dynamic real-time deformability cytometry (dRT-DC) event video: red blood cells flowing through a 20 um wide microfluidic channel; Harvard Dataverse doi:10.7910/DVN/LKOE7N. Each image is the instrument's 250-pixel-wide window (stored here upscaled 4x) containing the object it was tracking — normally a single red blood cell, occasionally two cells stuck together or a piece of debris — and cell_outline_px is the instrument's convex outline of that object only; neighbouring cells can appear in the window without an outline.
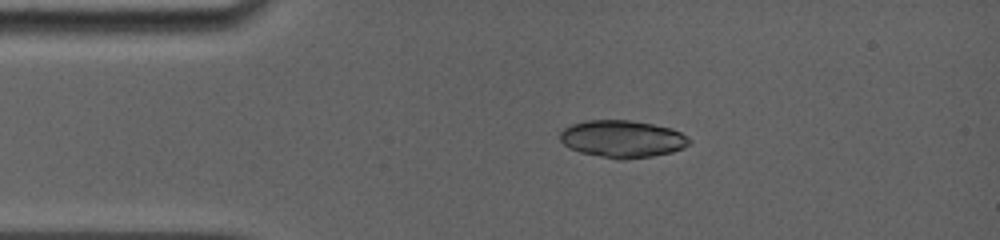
{"species": "common noctule bat (a hibernating species)", "species_latin": "Nyctalus noctula", "temperature_condition": "room temperature", "stored_images_in_passage": 8, "camera_frame_rate_fps": 5000, "um_per_image_px": 0.085, "animal": {"sex": "female", "body_mass_g": 19.0, "forearm_length_mm": 56.7}, "frame": {"image": 1, "passage_image": 1, "time_ms": 0.0, "image_size_px": [1000, 240], "cell_outline_px": [[692, 144], [684, 148], [672, 152], [652, 156], [624, 160], [616, 160], [580, 152], [568, 148], [560, 140], [560, 132], [564, 128], [572, 124], [584, 120], [628, 120], [652, 124], [672, 128], [688, 136], [692, 140]], "centroid_in_image_um": [52.92, 11.82], "position_along_channel_um": 32.1, "area_um2": 28.44}}